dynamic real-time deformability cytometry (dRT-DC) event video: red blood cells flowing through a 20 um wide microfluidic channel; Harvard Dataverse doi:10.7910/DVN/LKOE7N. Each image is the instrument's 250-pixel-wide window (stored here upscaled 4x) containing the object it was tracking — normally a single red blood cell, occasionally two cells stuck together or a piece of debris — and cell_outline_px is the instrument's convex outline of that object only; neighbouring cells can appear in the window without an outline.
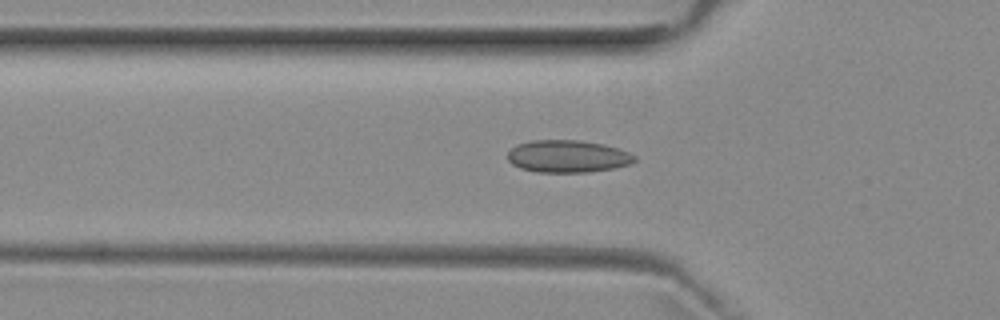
{"species": "common noctule bat (a hibernating species)", "species_latin": "Nyctalus noctula", "temperature_condition": "room temperature", "stored_images_in_passage": 27, "camera_frame_rate_fps": 3000, "um_per_image_px": 0.085, "animal": {"sex": "female", "body_mass_g": 29.2, "forearm_length_mm": 56.3}, "frame": {"image": 1, "passage_image": 2, "time_ms": 0.333, "image_size_px": [1000, 320], "cell_outline_px": [[636, 160], [628, 164], [612, 168], [588, 172], [536, 172], [520, 168], [512, 164], [508, 160], [508, 152], [516, 144], [532, 140], [580, 140], [604, 144], [628, 152], [636, 156]], "centroid_in_image_um": [48.22, 13.28], "position_along_channel_um": 77.6, "area_um2": 23.87}}
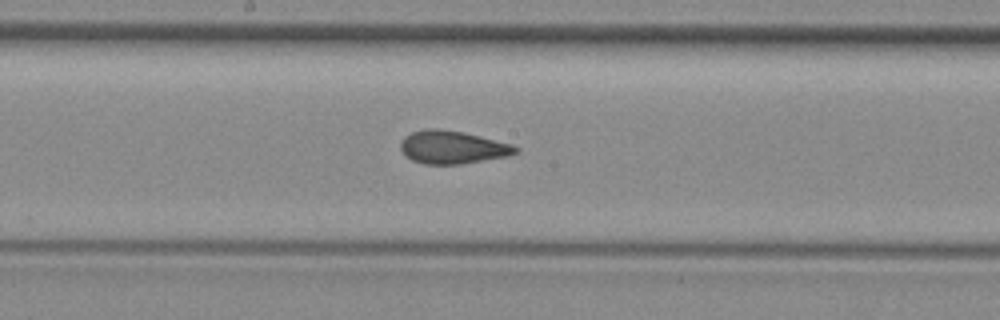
{"frame": {"image": 2, "passage_image": 12, "time_ms": 3.667, "image_size_px": [1000, 320], "cell_outline_px": [[520, 152], [508, 156], [460, 164], [424, 164], [412, 160], [400, 148], [400, 144], [404, 136], [412, 132], [428, 128], [440, 128], [464, 132], [512, 144], [520, 148]], "centroid_in_image_um": [38.49, 12.51], "position_along_channel_um": 209.7, "area_um2": 22.14}}
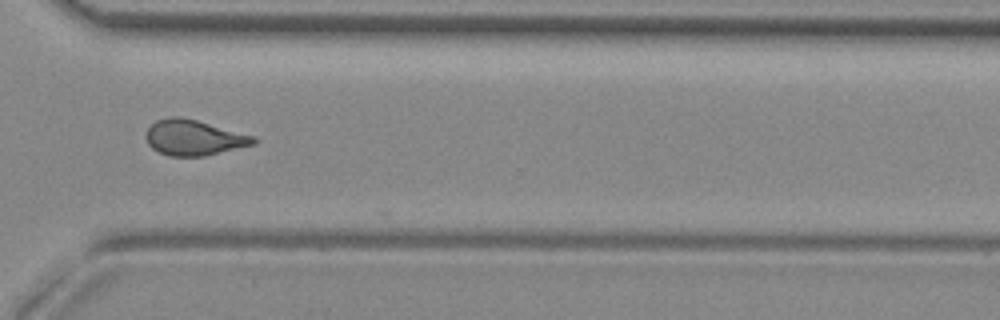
{"frame": {"image": 3, "passage_image": 23, "time_ms": 7.333, "image_size_px": [1000, 320], "cell_outline_px": [[256, 144], [204, 156], [168, 156], [152, 148], [148, 144], [144, 136], [148, 128], [156, 120], [168, 116], [180, 116], [196, 120], [256, 136]], "centroid_in_image_um": [16.46, 11.69], "position_along_channel_um": 354.1, "area_um2": 22.37}, "authors_computed_cell_mechanics": {"area_um2": 21.9062, "velocity_mm_per_s": 3.9435, "shape_relaxation_time_tau1_ms": null, "shape_relaxation_time_tau2_ms": 1.1415, "deformation_change_tau1": null, "deformation_change_tau2": 0.0633}}